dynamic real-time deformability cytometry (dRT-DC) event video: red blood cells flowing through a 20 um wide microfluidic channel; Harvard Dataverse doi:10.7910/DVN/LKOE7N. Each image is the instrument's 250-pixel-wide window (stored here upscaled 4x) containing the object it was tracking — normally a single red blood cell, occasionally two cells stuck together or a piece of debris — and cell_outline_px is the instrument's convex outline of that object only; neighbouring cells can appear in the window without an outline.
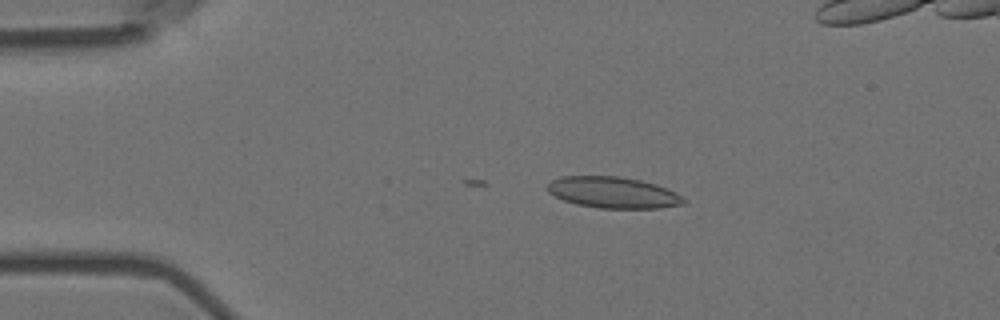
{"species": "Egyptian fruit bat (a non-hibernating species)", "species_latin": "Rousettus aegyptiacus", "temperature_condition": "room temperature", "stored_images_in_passage": 47, "camera_frame_rate_fps": 3000, "um_per_image_px": 0.085, "animal": {"sex": "female"}, "frame": {"image": 1, "passage_image": 1, "time_ms": 0.0, "image_size_px": [1000, 320], "cell_outline_px": [[688, 204], [660, 208], [600, 208], [576, 204], [564, 200], [548, 192], [544, 188], [544, 184], [560, 176], [620, 176], [640, 180], [656, 184], [668, 188], [676, 192], [688, 200]], "centroid_in_image_um": [52.13, 16.36], "position_along_channel_um": 32.9, "area_um2": 25.26}}
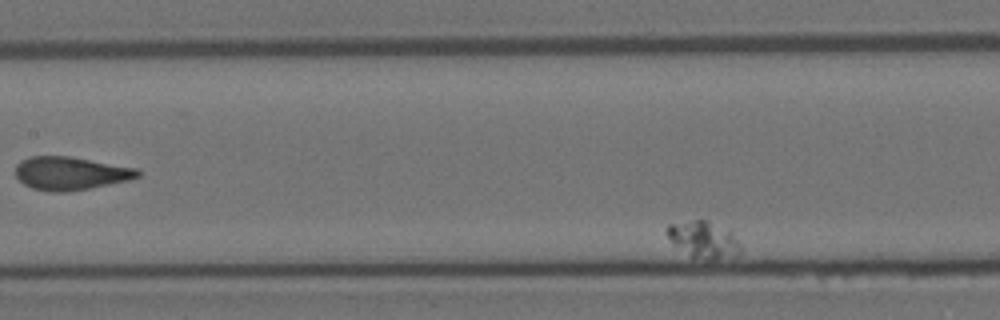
{"frame": {"image": 2, "passage_image": 19, "time_ms": 6.0, "image_size_px": [1000, 320], "cell_outline_px": [[740, 252], [716, 260], [704, 260], [692, 256], [676, 244], [664, 232], [668, 224], [692, 220], [708, 220], [728, 228], [740, 244]], "centroid_in_image_um": [59.81, 20.33], "position_along_channel_um": 147.6, "area_um2": 15.49}}
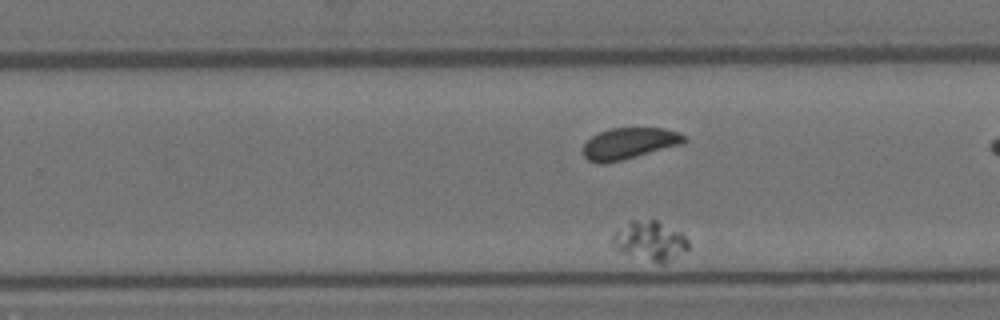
{"frame": {"image": 3, "passage_image": 35, "time_ms": 11.333, "image_size_px": [1000, 320], "cell_outline_px": [[688, 248], [684, 252], [664, 264], [660, 264], [620, 252], [612, 248], [612, 236], [628, 220], [656, 220], [680, 232], [688, 240]], "centroid_in_image_um": [55.22, 20.48], "position_along_channel_um": 274.6, "area_um2": 17.46}}